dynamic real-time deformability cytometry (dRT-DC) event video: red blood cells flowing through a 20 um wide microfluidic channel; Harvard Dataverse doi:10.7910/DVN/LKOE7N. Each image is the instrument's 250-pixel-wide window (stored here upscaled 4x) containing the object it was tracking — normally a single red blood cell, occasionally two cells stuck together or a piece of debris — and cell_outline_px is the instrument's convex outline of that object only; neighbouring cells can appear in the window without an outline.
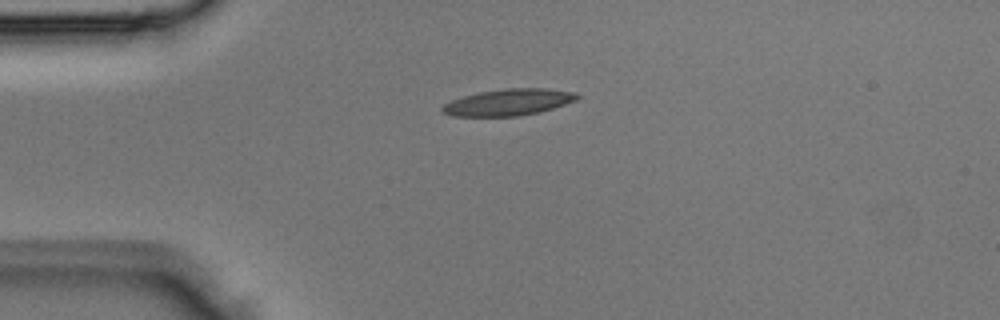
{"species": "Egyptian fruit bat (a non-hibernating species)", "species_latin": "Rousettus aegyptiacus", "temperature_condition": "room temperature", "stored_images_in_passage": 2, "camera_frame_rate_fps": 3000, "um_per_image_px": 0.085, "animal": {"sex": "male"}, "frame": {"image": 1, "passage_image": 1, "time_ms": 0.0, "image_size_px": [1000, 320], "cell_outline_px": [[580, 96], [576, 100], [540, 112], [516, 116], [452, 116], [444, 112], [440, 108], [444, 104], [452, 100], [464, 96], [480, 92], [504, 88], [544, 88], [576, 92]], "centroid_in_image_um": [43.23, 8.68], "position_along_channel_um": 41.8, "area_um2": 20.69}}